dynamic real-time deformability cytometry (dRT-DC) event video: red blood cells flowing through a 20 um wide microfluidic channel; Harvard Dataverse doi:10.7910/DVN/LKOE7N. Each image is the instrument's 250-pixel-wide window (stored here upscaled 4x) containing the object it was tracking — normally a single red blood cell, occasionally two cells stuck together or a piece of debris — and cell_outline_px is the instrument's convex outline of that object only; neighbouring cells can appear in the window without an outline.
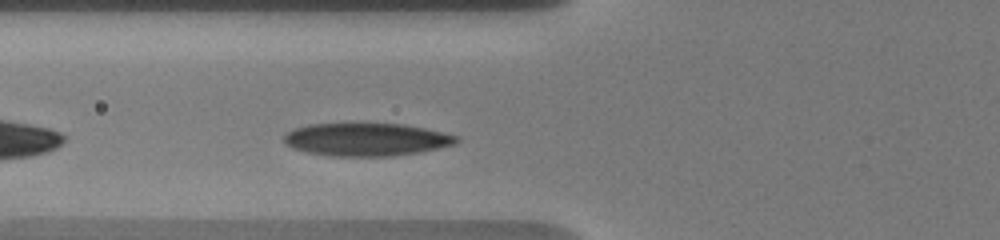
{"species": "human", "species_latin": "Homo sapiens", "temperature_condition": "warm", "stored_images_in_passage": 38, "camera_frame_rate_fps": 3000, "um_per_image_px": 0.085, "donor": {"sex": "male"}, "frame": {"image": 1, "passage_image": 5, "time_ms": 1.333, "image_size_px": [1000, 240], "cell_outline_px": [[460, 140], [456, 144], [420, 152], [392, 156], [332, 156], [308, 152], [292, 148], [284, 140], [284, 136], [288, 132], [296, 128], [308, 124], [404, 124], [424, 128], [460, 136]], "centroid_in_image_um": [31.19, 11.86], "position_along_channel_um": 94.6, "area_um2": 32.89}}
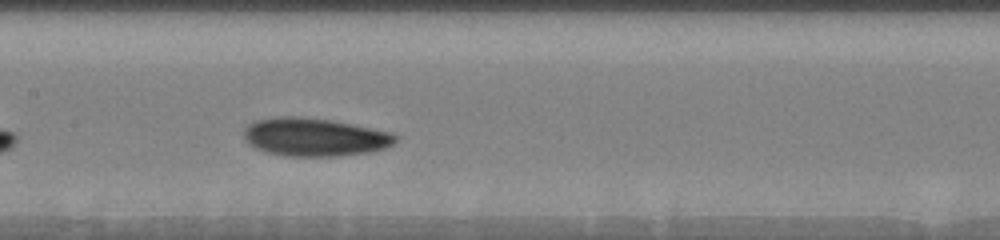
{"frame": {"image": 2, "passage_image": 12, "time_ms": 3.667, "image_size_px": [1000, 240], "cell_outline_px": [[396, 140], [392, 144], [384, 148], [368, 152], [336, 156], [288, 156], [268, 152], [256, 148], [248, 144], [244, 140], [244, 128], [248, 124], [256, 120], [280, 116], [296, 116], [328, 120], [392, 132], [396, 136]], "centroid_in_image_um": [26.69, 11.65], "position_along_channel_um": 180.7, "area_um2": 33.41}}
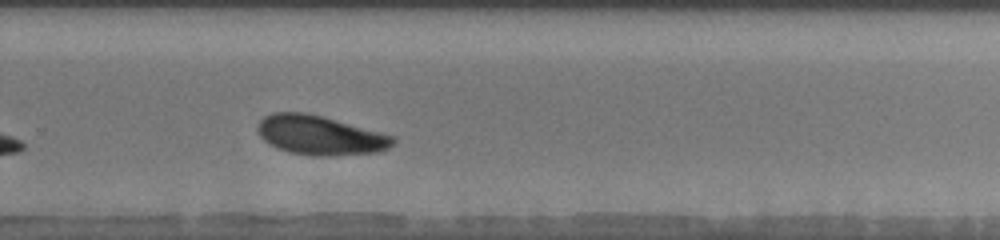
{"frame": {"image": 3, "passage_image": 22, "time_ms": 7.0, "image_size_px": [1000, 240], "cell_outline_px": [[396, 140], [388, 148], [376, 152], [328, 156], [316, 156], [288, 152], [276, 148], [268, 144], [260, 136], [256, 128], [260, 120], [264, 116], [272, 112], [304, 112], [320, 116], [396, 136]], "centroid_in_image_um": [27.16, 11.5], "position_along_channel_um": 302.6, "area_um2": 30.92}, "authors_computed_cell_mechanics": {"area_um2": 31.4432, "velocity_mm_per_s": 3.6716, "shape_relaxation_time_tau1_ms": 2.9753, "shape_relaxation_time_tau2_ms": null, "deformation_change_tau1": 0.1235, "deformation_change_tau2": null}}